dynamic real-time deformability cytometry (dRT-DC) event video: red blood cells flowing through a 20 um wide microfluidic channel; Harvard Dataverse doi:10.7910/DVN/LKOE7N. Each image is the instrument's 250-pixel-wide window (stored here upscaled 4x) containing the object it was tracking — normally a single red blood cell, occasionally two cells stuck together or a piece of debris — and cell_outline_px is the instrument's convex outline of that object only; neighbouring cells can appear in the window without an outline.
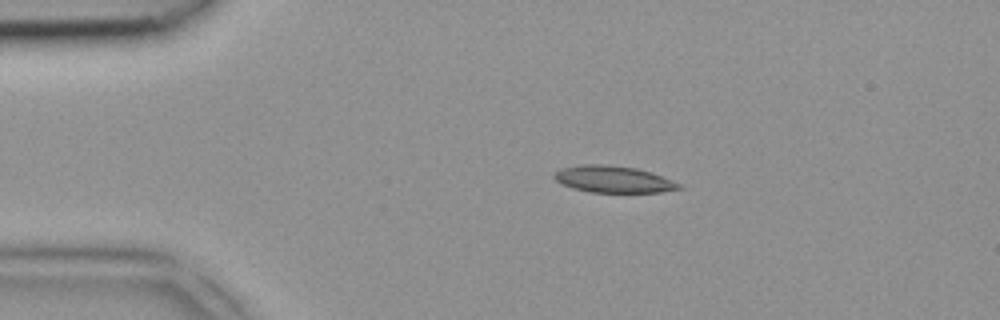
{"species": "common noctule bat (a hibernating species)", "species_latin": "Nyctalus noctula", "temperature_condition": "room temperature", "stored_images_in_passage": 2, "camera_frame_rate_fps": 3000, "um_per_image_px": 0.085, "animal": {"sex": "female", "body_mass_g": 18.4}, "frame": {"image": 1, "passage_image": 1, "time_ms": 0.0, "image_size_px": [1000, 320], "cell_outline_px": [[684, 188], [660, 192], [588, 192], [572, 188], [556, 180], [552, 176], [560, 168], [584, 164], [604, 164], [636, 168], [652, 172], [680, 184]], "centroid_in_image_um": [52.13, 15.23], "position_along_channel_um": 32.9, "area_um2": 19.36}}